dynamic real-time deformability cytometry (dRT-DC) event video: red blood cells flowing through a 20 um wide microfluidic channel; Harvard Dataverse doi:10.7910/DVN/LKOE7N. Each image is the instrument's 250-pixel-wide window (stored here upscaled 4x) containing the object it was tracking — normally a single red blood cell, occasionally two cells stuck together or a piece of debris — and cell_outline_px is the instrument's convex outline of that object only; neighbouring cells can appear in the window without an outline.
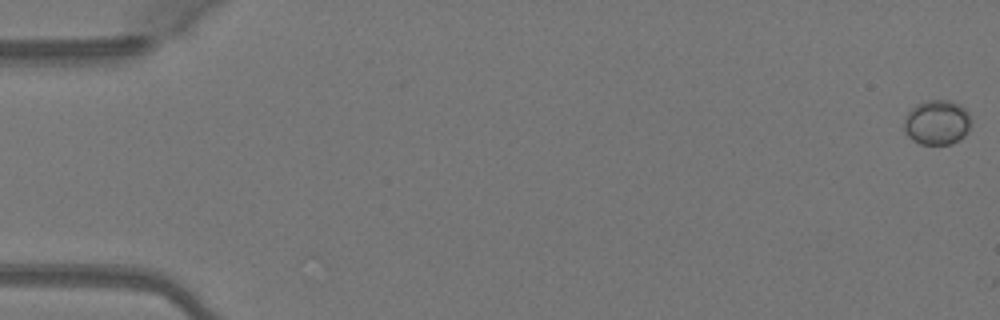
{"species": "Egyptian fruit bat (a non-hibernating species)", "species_latin": "Rousettus aegyptiacus", "temperature_condition": "warm", "stored_images_in_passage": 2, "camera_frame_rate_fps": 3000, "um_per_image_px": 0.085, "animal": {"sex": "female"}, "frame": {"image": 1, "passage_image": 1, "time_ms": 0.0, "image_size_px": [1000, 320], "cell_outline_px": [[972, 120], [968, 132], [960, 140], [952, 144], [920, 144], [912, 140], [904, 132], [904, 120], [908, 112], [916, 104], [928, 100], [952, 100], [960, 104], [972, 116]], "centroid_in_image_um": [79.67, 10.4], "position_along_channel_um": 5.3, "area_um2": 17.86}}